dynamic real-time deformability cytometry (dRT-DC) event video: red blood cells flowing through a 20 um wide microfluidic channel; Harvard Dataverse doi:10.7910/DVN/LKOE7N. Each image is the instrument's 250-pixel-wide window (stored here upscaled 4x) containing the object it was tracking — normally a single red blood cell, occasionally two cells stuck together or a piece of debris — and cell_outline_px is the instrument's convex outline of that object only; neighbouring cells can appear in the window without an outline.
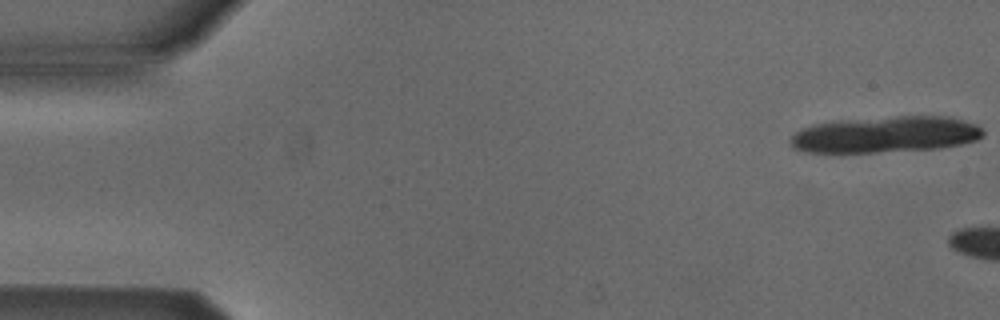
{"species": "Egyptian fruit bat (a non-hibernating species)", "species_latin": "Rousettus aegyptiacus", "temperature_condition": "cold", "stored_images_in_passage": 5, "camera_frame_rate_fps": 3000, "um_per_image_px": 0.085, "animal": {"sex": "male"}, "frame": {"image": 1, "passage_image": 1, "time_ms": 0.0, "image_size_px": [1000, 320], "cell_outline_px": [[984, 136], [976, 140], [964, 144], [940, 148], [876, 152], [804, 152], [792, 148], [788, 144], [788, 140], [796, 132], [812, 124], [832, 120], [896, 116], [948, 116], [976, 124], [984, 128]], "centroid_in_image_um": [75.26, 11.43], "position_along_channel_um": 9.7, "area_um2": 41.27}}